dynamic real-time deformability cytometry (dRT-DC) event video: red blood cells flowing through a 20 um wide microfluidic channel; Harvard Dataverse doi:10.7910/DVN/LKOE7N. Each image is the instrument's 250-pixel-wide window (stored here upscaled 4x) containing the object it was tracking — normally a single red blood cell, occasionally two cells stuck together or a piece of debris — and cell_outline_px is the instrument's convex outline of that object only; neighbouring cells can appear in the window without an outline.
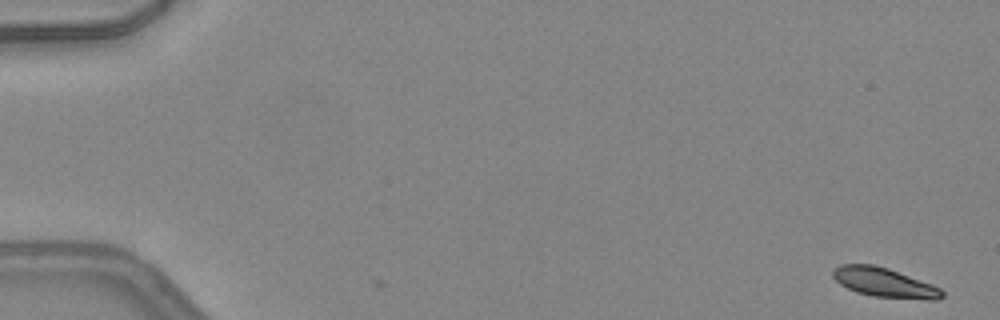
{"species": "common noctule bat (a hibernating species)", "species_latin": "Nyctalus noctula", "temperature_condition": "warm", "stored_images_in_passage": 50, "camera_frame_rate_fps": 3000, "um_per_image_px": 0.085, "animal": {"sex": "female", "body_mass_g": 24.6, "forearm_length_mm": 56.2}, "frame": {"image": 1, "passage_image": 1, "time_ms": 0.0, "image_size_px": [1000, 320], "cell_outline_px": [[944, 296], [936, 300], [928, 300], [872, 296], [856, 292], [840, 284], [832, 276], [832, 272], [840, 264], [872, 264], [888, 268], [932, 284], [940, 288], [944, 292]], "centroid_in_image_um": [75.19, 24.02], "position_along_channel_um": 9.8, "area_um2": 18.67}}
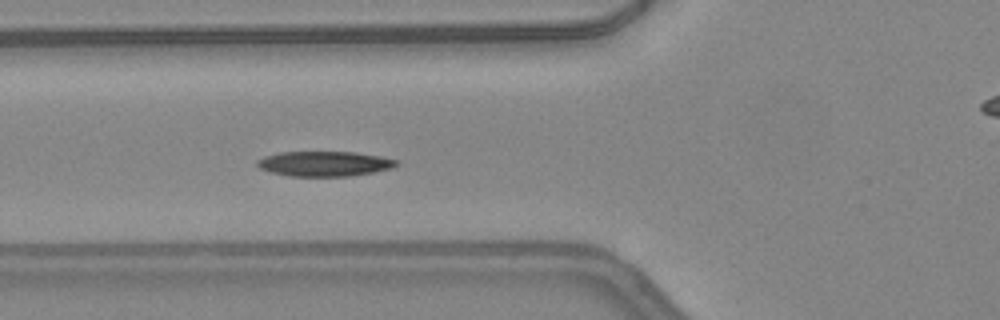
{"frame": {"image": 2, "passage_image": 19, "time_ms": 6.0, "image_size_px": [1000, 320], "cell_outline_px": [[400, 164], [392, 168], [352, 176], [288, 176], [272, 172], [260, 168], [256, 164], [256, 160], [264, 156], [280, 152], [356, 152], [380, 156], [396, 160]], "centroid_in_image_um": [27.57, 13.91], "position_along_channel_um": 98.2, "area_um2": 20.29}, "authors_computed_cell_mechanics": {"area_um2": 19.652, "velocity_mm_per_s": 4.207, "shape_relaxation_time_tau1_ms": 3.3339, "shape_relaxation_time_tau2_ms": null, "deformation_change_tau1": 0.1026, "deformation_change_tau2": null}}